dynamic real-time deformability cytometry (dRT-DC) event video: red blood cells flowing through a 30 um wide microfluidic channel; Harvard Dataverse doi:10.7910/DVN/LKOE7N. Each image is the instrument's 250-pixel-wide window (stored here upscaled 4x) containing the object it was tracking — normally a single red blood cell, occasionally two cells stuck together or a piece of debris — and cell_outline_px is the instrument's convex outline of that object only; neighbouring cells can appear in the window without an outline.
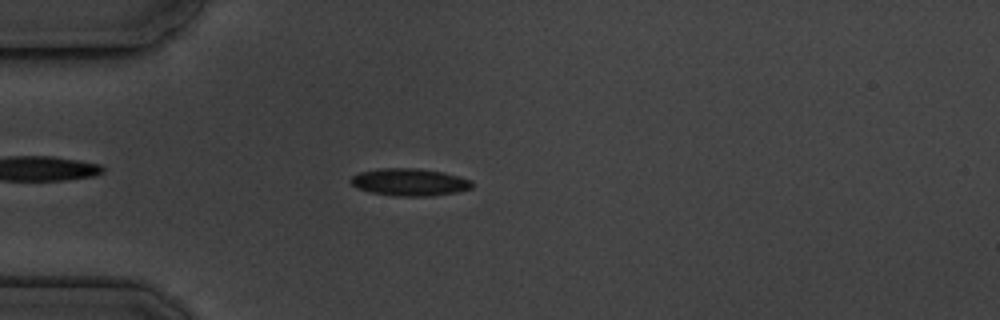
{"species": "common noctule bat (a hibernating species)", "species_latin": "Nyctalus noctula", "temperature_condition": "cold", "stored_images_in_passage": 5, "camera_frame_rate_fps": 3000, "um_per_image_px": 0.085, "animal": {"sex": "male", "body_mass_g": 19.5, "forearm_length_mm": 54.6}, "frame": {"image": 1, "passage_image": 4, "time_ms": 4.667, "image_size_px": [1000, 320], "cell_outline_px": [[472, 188], [456, 192], [432, 196], [392, 196], [372, 192], [356, 188], [348, 180], [352, 176], [360, 172], [380, 168], [420, 168], [444, 172], [472, 180]], "centroid_in_image_um": [34.8, 15.48], "position_along_channel_um": 50.2, "area_um2": 19.48}}